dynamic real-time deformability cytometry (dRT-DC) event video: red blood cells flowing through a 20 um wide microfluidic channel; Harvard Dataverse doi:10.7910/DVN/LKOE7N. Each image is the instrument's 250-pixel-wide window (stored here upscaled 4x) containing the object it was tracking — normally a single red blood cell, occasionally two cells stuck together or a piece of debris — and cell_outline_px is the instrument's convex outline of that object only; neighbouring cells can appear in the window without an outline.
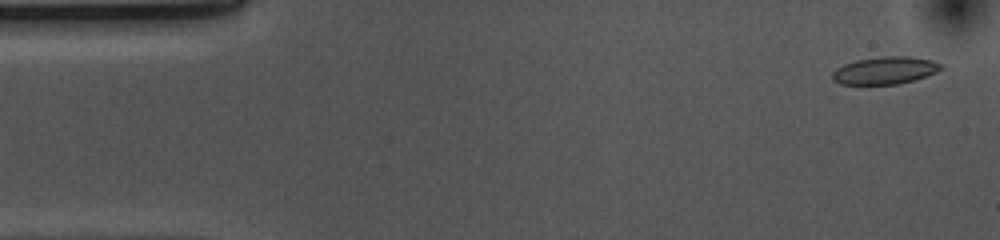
{"species": "common noctule bat (a hibernating species)", "species_latin": "Nyctalus noctula", "temperature_condition": "cold", "stored_images_in_passage": 52, "camera_frame_rate_fps": 3000, "um_per_image_px": 0.085, "animal": {"sex": "female", "body_mass_g": 10.0, "forearm_length_mm": 53.1}, "frame": {"image": 1, "passage_image": 2, "time_ms": 0.333, "image_size_px": [1000, 240], "cell_outline_px": [[944, 68], [936, 72], [916, 80], [900, 84], [840, 84], [832, 80], [832, 72], [836, 68], [844, 64], [856, 60], [884, 56], [912, 56], [932, 60], [944, 64]], "centroid_in_image_um": [75.26, 5.98], "position_along_channel_um": 9.7, "area_um2": 17.63}}
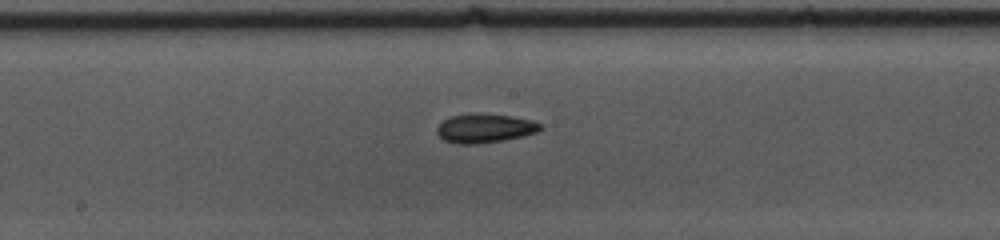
{"frame": {"image": 2, "passage_image": 26, "time_ms": 8.333, "image_size_px": [1000, 240], "cell_outline_px": [[540, 128], [536, 132], [524, 136], [504, 140], [476, 144], [460, 144], [444, 140], [436, 132], [436, 128], [444, 120], [452, 116], [512, 116], [532, 120], [540, 124]], "centroid_in_image_um": [41.21, 10.95], "position_along_channel_um": 207.0, "area_um2": 16.59}}
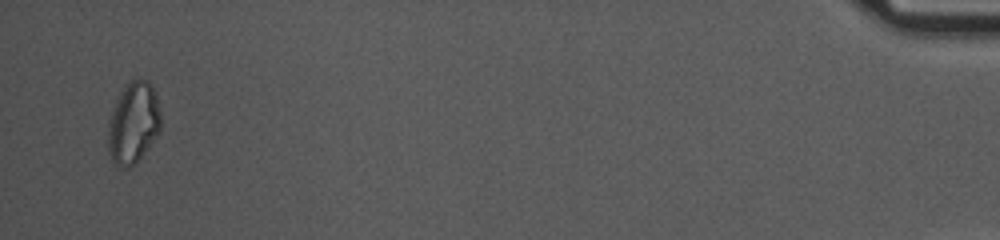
{"frame": {"image": 3, "passage_image": 51, "time_ms": 16.667, "image_size_px": [1000, 240], "cell_outline_px": [[160, 132], [144, 152], [128, 168], [116, 164], [112, 160], [108, 152], [108, 124], [116, 100], [120, 92], [136, 76], [140, 76], [148, 80], [156, 96], [160, 112]], "centroid_in_image_um": [11.33, 10.4], "position_along_channel_um": 423.9, "area_um2": 24.74}, "authors_computed_cell_mechanics": {"area_um2": 17.2533, "velocity_mm_per_s": 3.7097, "shape_relaxation_time_tau1_ms": 8.1691, "shape_relaxation_time_tau2_ms": 5.1388, "deformation_change_tau1": 0.1318, "deformation_change_tau2": 0.119}}